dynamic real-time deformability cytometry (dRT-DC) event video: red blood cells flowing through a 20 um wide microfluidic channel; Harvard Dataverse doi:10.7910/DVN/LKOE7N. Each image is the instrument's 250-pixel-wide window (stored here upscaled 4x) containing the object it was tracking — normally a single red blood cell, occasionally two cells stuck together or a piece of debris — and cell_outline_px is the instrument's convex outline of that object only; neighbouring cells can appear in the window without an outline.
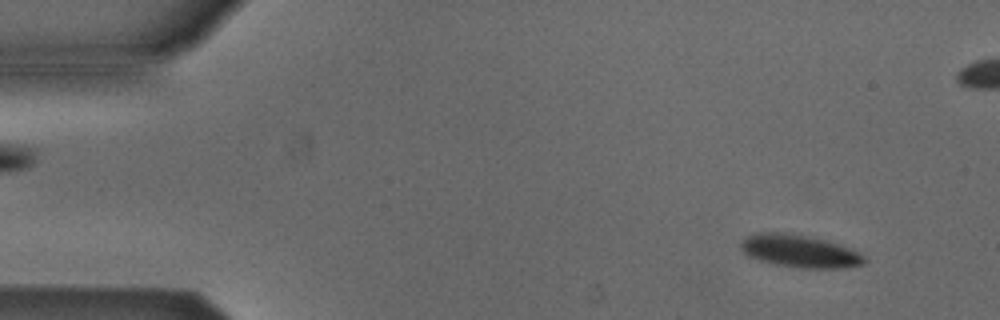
{"species": "Egyptian fruit bat (a non-hibernating species)", "species_latin": "Rousettus aegyptiacus", "temperature_condition": "cold", "stored_images_in_passage": 53, "camera_frame_rate_fps": 3000, "um_per_image_px": 0.085, "animal": {"sex": "male"}, "frame": {"image": 1, "passage_image": 4, "time_ms": 1.0, "image_size_px": [1000, 320], "cell_outline_px": [[868, 260], [864, 264], [844, 268], [796, 268], [776, 264], [760, 260], [748, 256], [740, 248], [740, 244], [748, 236], [756, 232], [784, 232], [824, 240], [840, 244], [852, 248], [864, 256]], "centroid_in_image_um": [68.0, 21.35], "position_along_channel_um": 17.0, "area_um2": 23.47}}
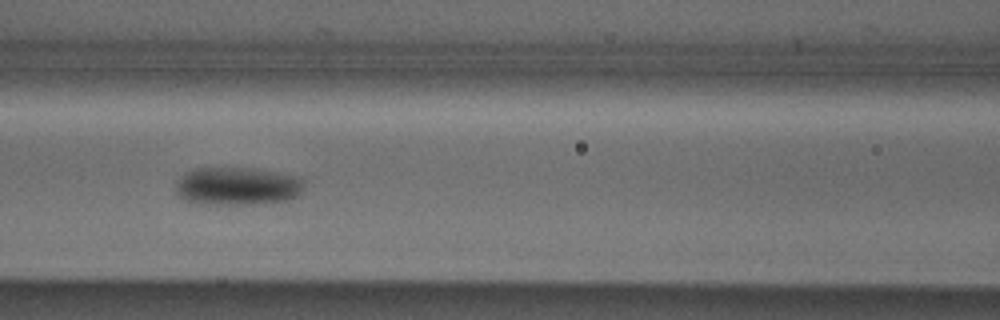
{"frame": {"image": 2, "passage_image": 22, "time_ms": 7.0, "image_size_px": [1000, 320], "cell_outline_px": [[304, 184], [300, 196], [288, 200], [252, 204], [200, 204], [184, 200], [176, 192], [176, 184], [188, 172], [196, 168], [256, 168], [296, 176], [304, 180]], "centroid_in_image_um": [20.22, 15.83], "position_along_channel_um": 146.4, "area_um2": 28.44}}
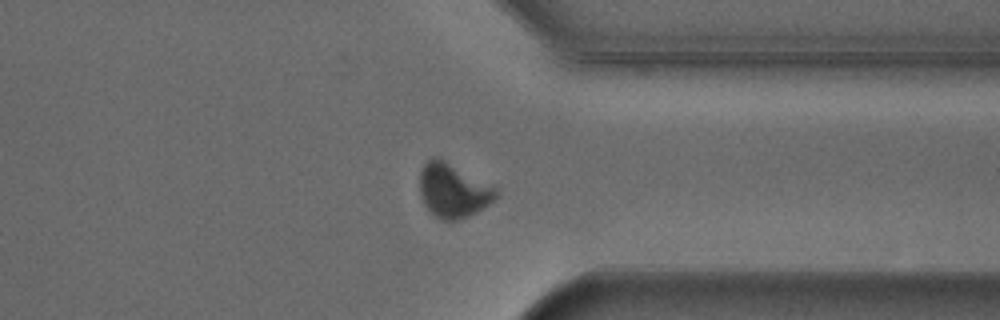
{"frame": {"image": 3, "passage_image": 40, "time_ms": 13.0, "image_size_px": [1000, 320], "cell_outline_px": [[496, 196], [488, 204], [476, 212], [468, 216], [456, 220], [444, 220], [436, 216], [424, 204], [420, 192], [420, 168], [432, 156], [436, 156], [444, 160], [496, 188]], "centroid_in_image_um": [38.47, 16.18], "position_along_channel_um": 372.9, "area_um2": 23.41}, "authors_computed_cell_mechanics": {"area_um2": 24.3916, "velocity_mm_per_s": 3.823, "shape_relaxation_time_tau1_ms": 4.1314, "shape_relaxation_time_tau2_ms": null, "deformation_change_tau1": 0.1031, "deformation_change_tau2": null}}